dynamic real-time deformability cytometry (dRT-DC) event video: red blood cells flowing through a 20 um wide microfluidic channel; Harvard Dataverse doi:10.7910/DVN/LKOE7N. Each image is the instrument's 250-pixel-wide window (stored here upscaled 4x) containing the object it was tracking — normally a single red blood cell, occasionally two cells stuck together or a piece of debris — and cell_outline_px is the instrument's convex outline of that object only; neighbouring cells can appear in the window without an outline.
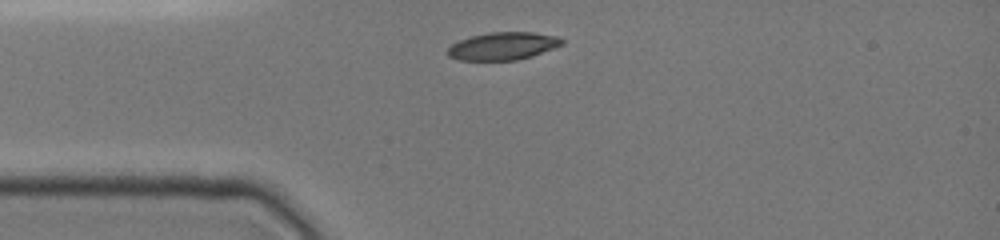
{"species": "common noctule bat (a hibernating species)", "species_latin": "Nyctalus noctula", "temperature_condition": "cold", "stored_images_in_passage": 8, "camera_frame_rate_fps": 3000, "um_per_image_px": 0.085, "animal": {"sex": "female", "body_mass_g": 19.0, "forearm_length_mm": 51.5}, "frame": {"image": 1, "passage_image": 1, "time_ms": 0.0, "image_size_px": [1000, 240], "cell_outline_px": [[564, 44], [532, 56], [516, 60], [460, 60], [448, 56], [448, 48], [452, 44], [460, 40], [472, 36], [488, 32], [536, 32], [556, 36], [564, 40]], "centroid_in_image_um": [42.77, 3.91], "position_along_channel_um": 42.2, "area_um2": 18.38}}
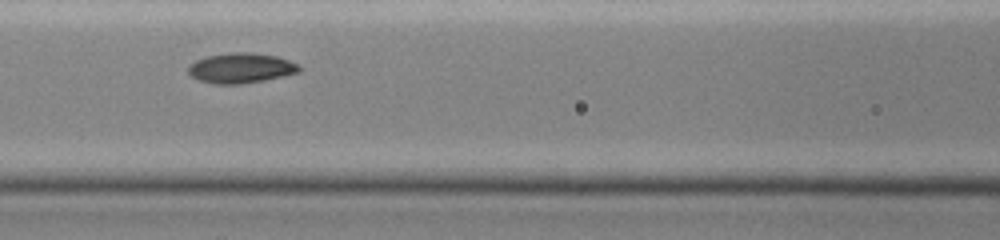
{"frame": {"image": 2, "passage_image": 4, "time_ms": 3.0, "image_size_px": [1000, 240], "cell_outline_px": [[300, 72], [264, 80], [240, 84], [212, 84], [200, 80], [192, 76], [188, 72], [188, 64], [196, 60], [208, 56], [228, 52], [248, 52], [276, 56], [300, 64]], "centroid_in_image_um": [20.47, 5.78], "position_along_channel_um": 146.1, "area_um2": 19.48}}
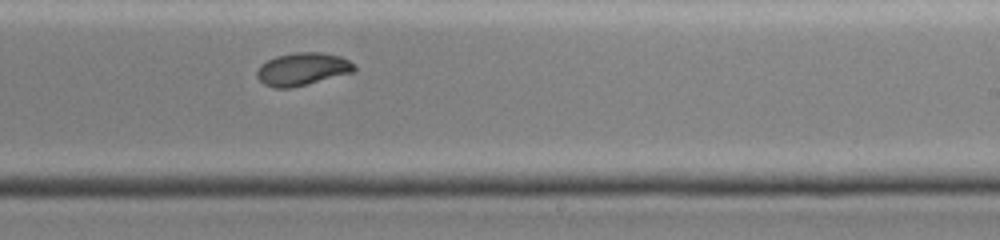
{"frame": {"image": 3, "passage_image": 8, "time_ms": 6.0, "image_size_px": [1000, 240], "cell_outline_px": [[356, 68], [352, 72], [292, 88], [272, 88], [264, 84], [256, 76], [256, 72], [260, 64], [276, 56], [296, 52], [324, 52], [340, 56], [356, 64]], "centroid_in_image_um": [25.69, 5.87], "position_along_channel_um": 263.3, "area_um2": 18.61}}